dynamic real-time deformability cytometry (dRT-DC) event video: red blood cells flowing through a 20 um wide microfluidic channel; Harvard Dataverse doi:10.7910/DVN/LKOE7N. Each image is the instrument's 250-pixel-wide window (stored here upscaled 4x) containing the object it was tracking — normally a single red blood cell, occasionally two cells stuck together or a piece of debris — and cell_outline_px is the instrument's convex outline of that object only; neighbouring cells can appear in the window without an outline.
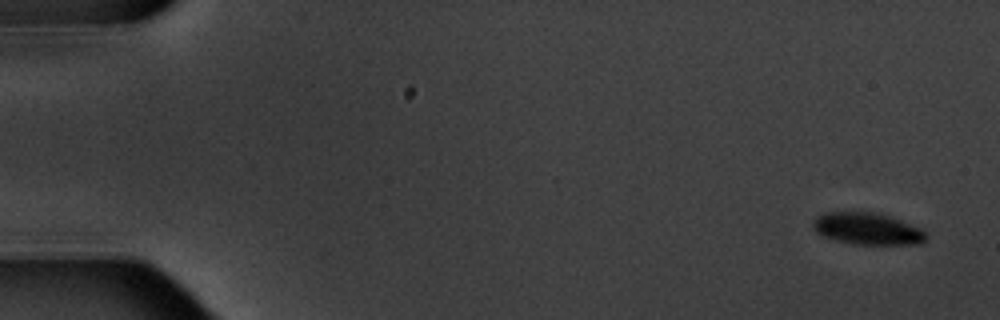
{"species": "common noctule bat (a hibernating species)", "species_latin": "Nyctalus noctula", "temperature_condition": "warm", "stored_images_in_passage": 6, "camera_frame_rate_fps": 3000, "um_per_image_px": 0.085, "animal": {"sex": "male", "body_mass_g": 20.1, "forearm_length_mm": 53.5}, "frame": {"image": 1, "passage_image": 1, "time_ms": 0.0, "image_size_px": [1000, 320], "cell_outline_px": [[928, 236], [920, 244], [852, 244], [836, 240], [824, 236], [816, 232], [812, 228], [812, 220], [816, 216], [824, 212], [876, 212], [892, 216], [924, 228]], "centroid_in_image_um": [73.76, 19.43], "position_along_channel_um": 11.2, "area_um2": 21.44}}
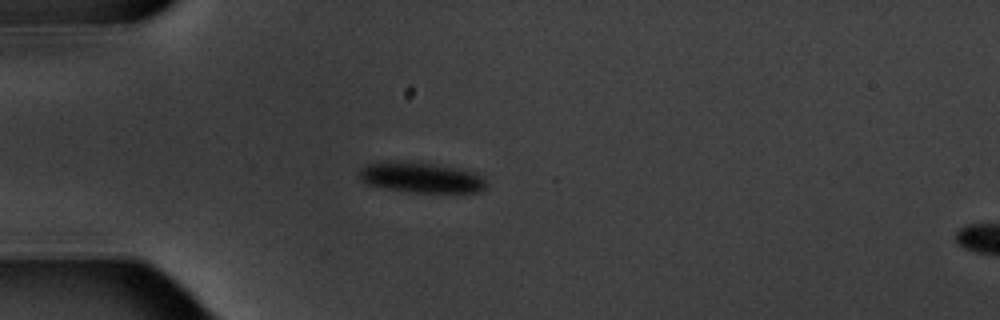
{"frame": {"image": 2, "passage_image": 5, "time_ms": 4.667, "image_size_px": [1000, 320], "cell_outline_px": [[488, 184], [480, 192], [412, 192], [384, 188], [368, 184], [360, 180], [356, 172], [360, 168], [368, 164], [432, 164], [456, 168], [476, 172]], "centroid_in_image_um": [35.83, 15.14], "position_along_channel_um": 49.2, "area_um2": 21.62}}